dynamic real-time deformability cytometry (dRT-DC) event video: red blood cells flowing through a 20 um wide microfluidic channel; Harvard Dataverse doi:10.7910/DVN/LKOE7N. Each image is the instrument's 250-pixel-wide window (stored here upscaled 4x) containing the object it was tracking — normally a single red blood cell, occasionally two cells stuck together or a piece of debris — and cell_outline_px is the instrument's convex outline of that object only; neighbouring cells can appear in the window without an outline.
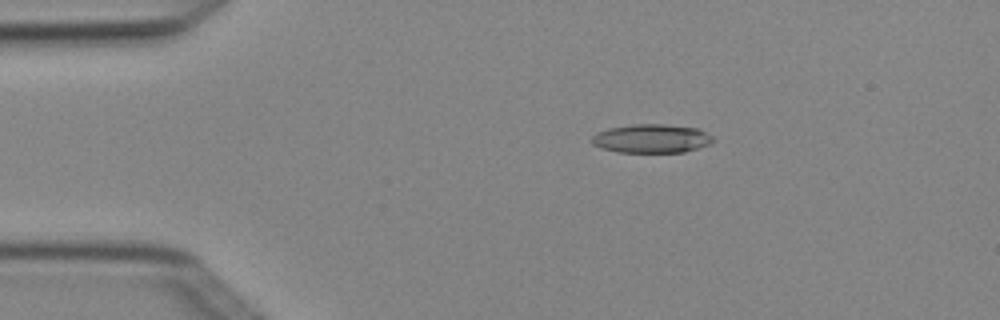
{"species": "Egyptian fruit bat (a non-hibernating species)", "species_latin": "Rousettus aegyptiacus", "temperature_condition": "cold", "stored_images_in_passage": 3, "camera_frame_rate_fps": 3000, "um_per_image_px": 0.085, "animal": {"sex": "female"}, "frame": {"image": 1, "passage_image": 1, "time_ms": 0.0, "image_size_px": [1000, 320], "cell_outline_px": [[712, 144], [684, 152], [616, 152], [600, 148], [592, 144], [588, 140], [596, 132], [608, 128], [632, 124], [664, 124], [696, 128], [712, 136]], "centroid_in_image_um": [55.31, 11.78], "position_along_channel_um": 29.7, "area_um2": 20.46}}
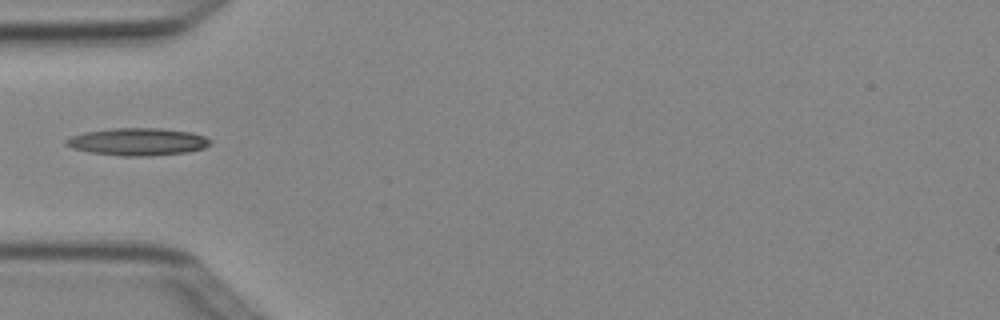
{"frame": {"image": 2, "passage_image": 3, "time_ms": 0.667, "image_size_px": [1000, 320], "cell_outline_px": [[212, 144], [204, 148], [188, 152], [152, 156], [120, 156], [88, 152], [72, 148], [64, 144], [64, 140], [72, 136], [84, 132], [112, 128], [160, 128], [192, 132], [204, 136], [212, 140]], "centroid_in_image_um": [11.72, 12.05], "position_along_channel_um": 73.3, "area_um2": 23.35}}